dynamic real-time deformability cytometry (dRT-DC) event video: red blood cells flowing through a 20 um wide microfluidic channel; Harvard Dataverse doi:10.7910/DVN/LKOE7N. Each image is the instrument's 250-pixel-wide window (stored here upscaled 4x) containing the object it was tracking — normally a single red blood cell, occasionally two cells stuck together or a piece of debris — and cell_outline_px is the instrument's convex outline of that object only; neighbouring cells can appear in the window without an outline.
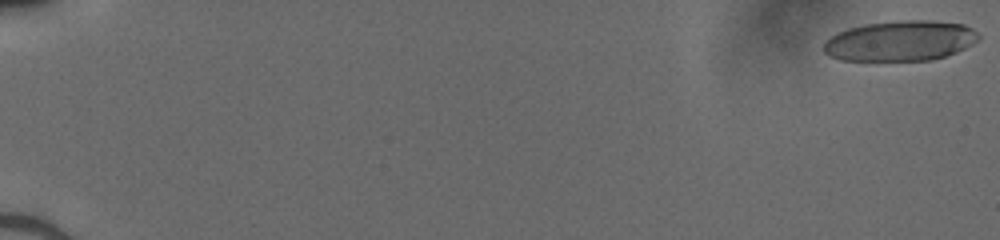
{"species": "human", "species_latin": "Homo sapiens", "temperature_condition": "cold", "stored_images_in_passage": 52, "camera_frame_rate_fps": 3000, "um_per_image_px": 0.085, "donor": {"sex": "male"}, "frame": {"image": 1, "passage_image": 1, "time_ms": 0.0, "image_size_px": [1000, 240], "cell_outline_px": [[980, 36], [972, 44], [956, 52], [932, 60], [840, 60], [824, 52], [824, 44], [836, 32], [848, 28], [864, 24], [900, 20], [932, 20], [964, 24], [972, 28]], "centroid_in_image_um": [76.53, 3.46], "position_along_channel_um": 8.5, "area_um2": 36.24}}
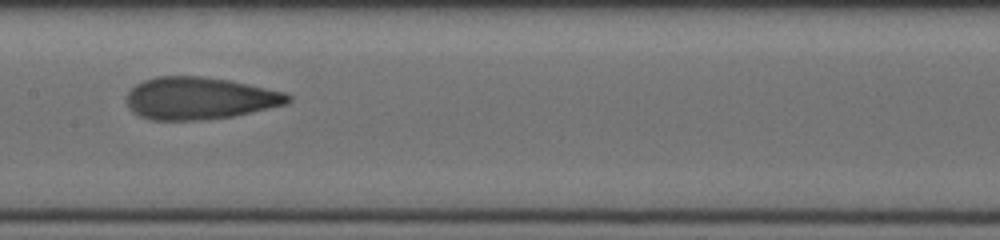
{"frame": {"image": 2, "passage_image": 29, "time_ms": 9.333, "image_size_px": [1000, 240], "cell_outline_px": [[292, 100], [288, 104], [232, 116], [200, 120], [148, 120], [132, 112], [128, 108], [128, 92], [136, 84], [144, 80], [156, 76], [204, 76], [232, 80], [284, 92], [292, 96]], "centroid_in_image_um": [16.97, 8.35], "position_along_channel_um": 190.4, "area_um2": 39.94}}
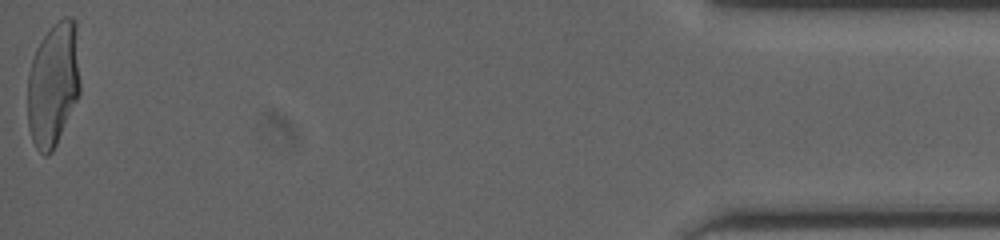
{"frame": {"image": 3, "passage_image": 52, "time_ms": 17.0, "image_size_px": [1000, 240], "cell_outline_px": [[80, 92], [56, 144], [52, 152], [48, 156], [44, 156], [36, 148], [32, 140], [28, 128], [28, 72], [36, 48], [40, 40], [64, 16], [72, 16], [76, 20], [80, 84]], "centroid_in_image_um": [4.53, 7.17], "position_along_channel_um": 430.7, "area_um2": 37.97}}